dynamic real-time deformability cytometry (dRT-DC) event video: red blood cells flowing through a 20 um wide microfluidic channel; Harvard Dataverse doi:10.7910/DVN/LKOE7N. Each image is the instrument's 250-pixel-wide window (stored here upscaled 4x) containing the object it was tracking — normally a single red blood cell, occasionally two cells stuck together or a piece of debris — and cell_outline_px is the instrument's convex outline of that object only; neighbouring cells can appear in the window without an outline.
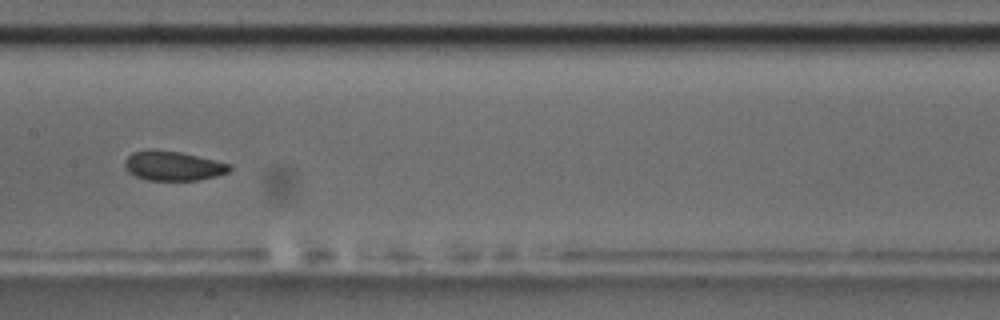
{"species": "common noctule bat (a hibernating species)", "species_latin": "Nyctalus noctula", "temperature_condition": "room temperature", "stored_images_in_passage": 15, "camera_frame_rate_fps": 3000, "um_per_image_px": 0.085, "animal": {"sex": "male", "body_mass_g": 17.5, "forearm_length_mm": 52.3}, "frame": {"image": 1, "passage_image": 7, "time_ms": 7.667, "image_size_px": [1000, 320], "cell_outline_px": [[232, 168], [228, 172], [216, 176], [200, 180], [148, 180], [136, 176], [128, 172], [124, 168], [124, 160], [132, 152], [152, 148], [180, 152], [232, 164]], "centroid_in_image_um": [14.69, 14.09], "position_along_channel_um": 192.7, "area_um2": 18.21}, "authors_computed_cell_mechanics": {"area_um2": 18.3226, "velocity_mm_per_s": 3.523, "shape_relaxation_time_tau1_ms": null, "shape_relaxation_time_tau2_ms": 1.6728, "deformation_change_tau1": null, "deformation_change_tau2": 0.0577}}